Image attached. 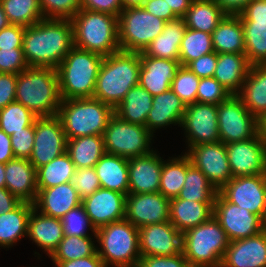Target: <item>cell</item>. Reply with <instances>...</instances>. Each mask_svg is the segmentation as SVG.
Masks as SVG:
<instances>
[{"label":"cell","mask_w":266,"mask_h":267,"mask_svg":"<svg viewBox=\"0 0 266 267\" xmlns=\"http://www.w3.org/2000/svg\"><path fill=\"white\" fill-rule=\"evenodd\" d=\"M73 47L71 19L43 18L25 27L22 49L29 67L56 70Z\"/></svg>","instance_id":"obj_1"},{"label":"cell","mask_w":266,"mask_h":267,"mask_svg":"<svg viewBox=\"0 0 266 267\" xmlns=\"http://www.w3.org/2000/svg\"><path fill=\"white\" fill-rule=\"evenodd\" d=\"M140 53L119 51L105 56L97 76L93 97L113 108L139 84Z\"/></svg>","instance_id":"obj_2"},{"label":"cell","mask_w":266,"mask_h":267,"mask_svg":"<svg viewBox=\"0 0 266 267\" xmlns=\"http://www.w3.org/2000/svg\"><path fill=\"white\" fill-rule=\"evenodd\" d=\"M15 101L37 117L56 116L61 103L57 71L41 67L21 71L17 75Z\"/></svg>","instance_id":"obj_3"},{"label":"cell","mask_w":266,"mask_h":267,"mask_svg":"<svg viewBox=\"0 0 266 267\" xmlns=\"http://www.w3.org/2000/svg\"><path fill=\"white\" fill-rule=\"evenodd\" d=\"M103 59L74 46L56 68L61 100L93 97Z\"/></svg>","instance_id":"obj_4"},{"label":"cell","mask_w":266,"mask_h":267,"mask_svg":"<svg viewBox=\"0 0 266 267\" xmlns=\"http://www.w3.org/2000/svg\"><path fill=\"white\" fill-rule=\"evenodd\" d=\"M74 46L109 56L120 51L118 17L80 9L72 18Z\"/></svg>","instance_id":"obj_5"},{"label":"cell","mask_w":266,"mask_h":267,"mask_svg":"<svg viewBox=\"0 0 266 267\" xmlns=\"http://www.w3.org/2000/svg\"><path fill=\"white\" fill-rule=\"evenodd\" d=\"M113 115L112 106L94 97L61 100L57 114L67 139L103 135Z\"/></svg>","instance_id":"obj_6"},{"label":"cell","mask_w":266,"mask_h":267,"mask_svg":"<svg viewBox=\"0 0 266 267\" xmlns=\"http://www.w3.org/2000/svg\"><path fill=\"white\" fill-rule=\"evenodd\" d=\"M229 239L212 215L182 234V252L190 267H220Z\"/></svg>","instance_id":"obj_7"},{"label":"cell","mask_w":266,"mask_h":267,"mask_svg":"<svg viewBox=\"0 0 266 267\" xmlns=\"http://www.w3.org/2000/svg\"><path fill=\"white\" fill-rule=\"evenodd\" d=\"M96 237L97 253L106 267H137L141 257L138 228L127 219L99 227Z\"/></svg>","instance_id":"obj_8"},{"label":"cell","mask_w":266,"mask_h":267,"mask_svg":"<svg viewBox=\"0 0 266 267\" xmlns=\"http://www.w3.org/2000/svg\"><path fill=\"white\" fill-rule=\"evenodd\" d=\"M165 20L143 7L123 9L118 16L120 51L141 53L163 31Z\"/></svg>","instance_id":"obj_9"},{"label":"cell","mask_w":266,"mask_h":267,"mask_svg":"<svg viewBox=\"0 0 266 267\" xmlns=\"http://www.w3.org/2000/svg\"><path fill=\"white\" fill-rule=\"evenodd\" d=\"M102 136L105 152L109 154L129 159L153 151L154 136L146 126L126 122L116 114L110 118Z\"/></svg>","instance_id":"obj_10"},{"label":"cell","mask_w":266,"mask_h":267,"mask_svg":"<svg viewBox=\"0 0 266 267\" xmlns=\"http://www.w3.org/2000/svg\"><path fill=\"white\" fill-rule=\"evenodd\" d=\"M220 141L225 145L245 141L259 133L258 119L253 116L237 95L217 105Z\"/></svg>","instance_id":"obj_11"},{"label":"cell","mask_w":266,"mask_h":267,"mask_svg":"<svg viewBox=\"0 0 266 267\" xmlns=\"http://www.w3.org/2000/svg\"><path fill=\"white\" fill-rule=\"evenodd\" d=\"M67 137L60 118L37 117L35 119L34 145L29 161L36 170L66 152Z\"/></svg>","instance_id":"obj_12"},{"label":"cell","mask_w":266,"mask_h":267,"mask_svg":"<svg viewBox=\"0 0 266 267\" xmlns=\"http://www.w3.org/2000/svg\"><path fill=\"white\" fill-rule=\"evenodd\" d=\"M213 215L229 241L245 239L266 229L261 216L228 202L219 192L214 200Z\"/></svg>","instance_id":"obj_13"},{"label":"cell","mask_w":266,"mask_h":267,"mask_svg":"<svg viewBox=\"0 0 266 267\" xmlns=\"http://www.w3.org/2000/svg\"><path fill=\"white\" fill-rule=\"evenodd\" d=\"M188 147L220 141L217 105L195 102L187 105L180 125Z\"/></svg>","instance_id":"obj_14"},{"label":"cell","mask_w":266,"mask_h":267,"mask_svg":"<svg viewBox=\"0 0 266 267\" xmlns=\"http://www.w3.org/2000/svg\"><path fill=\"white\" fill-rule=\"evenodd\" d=\"M185 154L218 192L233 178L223 142L191 146Z\"/></svg>","instance_id":"obj_15"},{"label":"cell","mask_w":266,"mask_h":267,"mask_svg":"<svg viewBox=\"0 0 266 267\" xmlns=\"http://www.w3.org/2000/svg\"><path fill=\"white\" fill-rule=\"evenodd\" d=\"M233 177L266 174V143L259 133L245 141L226 144Z\"/></svg>","instance_id":"obj_16"},{"label":"cell","mask_w":266,"mask_h":267,"mask_svg":"<svg viewBox=\"0 0 266 267\" xmlns=\"http://www.w3.org/2000/svg\"><path fill=\"white\" fill-rule=\"evenodd\" d=\"M219 193L228 202L262 217L266 201V174L233 177Z\"/></svg>","instance_id":"obj_17"},{"label":"cell","mask_w":266,"mask_h":267,"mask_svg":"<svg viewBox=\"0 0 266 267\" xmlns=\"http://www.w3.org/2000/svg\"><path fill=\"white\" fill-rule=\"evenodd\" d=\"M170 199L160 192L128 194L126 196L125 219L138 229L169 221Z\"/></svg>","instance_id":"obj_18"},{"label":"cell","mask_w":266,"mask_h":267,"mask_svg":"<svg viewBox=\"0 0 266 267\" xmlns=\"http://www.w3.org/2000/svg\"><path fill=\"white\" fill-rule=\"evenodd\" d=\"M141 256H171L182 253V233L170 222L138 229Z\"/></svg>","instance_id":"obj_19"},{"label":"cell","mask_w":266,"mask_h":267,"mask_svg":"<svg viewBox=\"0 0 266 267\" xmlns=\"http://www.w3.org/2000/svg\"><path fill=\"white\" fill-rule=\"evenodd\" d=\"M126 196L99 188L82 200V205L95 229L125 219Z\"/></svg>","instance_id":"obj_20"},{"label":"cell","mask_w":266,"mask_h":267,"mask_svg":"<svg viewBox=\"0 0 266 267\" xmlns=\"http://www.w3.org/2000/svg\"><path fill=\"white\" fill-rule=\"evenodd\" d=\"M156 151L128 159V194L159 192L164 159Z\"/></svg>","instance_id":"obj_21"},{"label":"cell","mask_w":266,"mask_h":267,"mask_svg":"<svg viewBox=\"0 0 266 267\" xmlns=\"http://www.w3.org/2000/svg\"><path fill=\"white\" fill-rule=\"evenodd\" d=\"M220 267H266V229L245 239L230 241Z\"/></svg>","instance_id":"obj_22"},{"label":"cell","mask_w":266,"mask_h":267,"mask_svg":"<svg viewBox=\"0 0 266 267\" xmlns=\"http://www.w3.org/2000/svg\"><path fill=\"white\" fill-rule=\"evenodd\" d=\"M139 85L152 96L171 89L172 80L181 66L179 60L146 56L140 53Z\"/></svg>","instance_id":"obj_23"},{"label":"cell","mask_w":266,"mask_h":267,"mask_svg":"<svg viewBox=\"0 0 266 267\" xmlns=\"http://www.w3.org/2000/svg\"><path fill=\"white\" fill-rule=\"evenodd\" d=\"M5 188L21 202H35L38 192L36 168L29 159L14 158L5 164Z\"/></svg>","instance_id":"obj_24"},{"label":"cell","mask_w":266,"mask_h":267,"mask_svg":"<svg viewBox=\"0 0 266 267\" xmlns=\"http://www.w3.org/2000/svg\"><path fill=\"white\" fill-rule=\"evenodd\" d=\"M77 190L71 182L51 188L38 189L33 203L34 209L41 214L61 219L68 211L81 205Z\"/></svg>","instance_id":"obj_25"},{"label":"cell","mask_w":266,"mask_h":267,"mask_svg":"<svg viewBox=\"0 0 266 267\" xmlns=\"http://www.w3.org/2000/svg\"><path fill=\"white\" fill-rule=\"evenodd\" d=\"M186 106L172 90L153 96L151 110L146 119V128L155 135L156 130L170 125H181Z\"/></svg>","instance_id":"obj_26"},{"label":"cell","mask_w":266,"mask_h":267,"mask_svg":"<svg viewBox=\"0 0 266 267\" xmlns=\"http://www.w3.org/2000/svg\"><path fill=\"white\" fill-rule=\"evenodd\" d=\"M27 237L50 256L64 237L62 221L33 208L28 219Z\"/></svg>","instance_id":"obj_27"},{"label":"cell","mask_w":266,"mask_h":267,"mask_svg":"<svg viewBox=\"0 0 266 267\" xmlns=\"http://www.w3.org/2000/svg\"><path fill=\"white\" fill-rule=\"evenodd\" d=\"M214 202L170 199L169 221L180 233L207 221L213 215Z\"/></svg>","instance_id":"obj_28"},{"label":"cell","mask_w":266,"mask_h":267,"mask_svg":"<svg viewBox=\"0 0 266 267\" xmlns=\"http://www.w3.org/2000/svg\"><path fill=\"white\" fill-rule=\"evenodd\" d=\"M250 67L245 53H220L213 77L232 95H237Z\"/></svg>","instance_id":"obj_29"},{"label":"cell","mask_w":266,"mask_h":267,"mask_svg":"<svg viewBox=\"0 0 266 267\" xmlns=\"http://www.w3.org/2000/svg\"><path fill=\"white\" fill-rule=\"evenodd\" d=\"M237 96L257 119L266 114V64L250 67Z\"/></svg>","instance_id":"obj_30"},{"label":"cell","mask_w":266,"mask_h":267,"mask_svg":"<svg viewBox=\"0 0 266 267\" xmlns=\"http://www.w3.org/2000/svg\"><path fill=\"white\" fill-rule=\"evenodd\" d=\"M187 27L183 17L165 22L163 31L144 50L150 57L179 60L180 44Z\"/></svg>","instance_id":"obj_31"},{"label":"cell","mask_w":266,"mask_h":267,"mask_svg":"<svg viewBox=\"0 0 266 267\" xmlns=\"http://www.w3.org/2000/svg\"><path fill=\"white\" fill-rule=\"evenodd\" d=\"M101 188L128 195V159L105 153L94 166Z\"/></svg>","instance_id":"obj_32"},{"label":"cell","mask_w":266,"mask_h":267,"mask_svg":"<svg viewBox=\"0 0 266 267\" xmlns=\"http://www.w3.org/2000/svg\"><path fill=\"white\" fill-rule=\"evenodd\" d=\"M211 37L217 54L245 53V39L239 15H225Z\"/></svg>","instance_id":"obj_33"},{"label":"cell","mask_w":266,"mask_h":267,"mask_svg":"<svg viewBox=\"0 0 266 267\" xmlns=\"http://www.w3.org/2000/svg\"><path fill=\"white\" fill-rule=\"evenodd\" d=\"M33 208L32 203L21 202L12 211L0 215V247L11 248L20 238L27 236L28 219Z\"/></svg>","instance_id":"obj_34"},{"label":"cell","mask_w":266,"mask_h":267,"mask_svg":"<svg viewBox=\"0 0 266 267\" xmlns=\"http://www.w3.org/2000/svg\"><path fill=\"white\" fill-rule=\"evenodd\" d=\"M152 103L153 96L138 84L126 93L114 114L126 122L145 126Z\"/></svg>","instance_id":"obj_35"},{"label":"cell","mask_w":266,"mask_h":267,"mask_svg":"<svg viewBox=\"0 0 266 267\" xmlns=\"http://www.w3.org/2000/svg\"><path fill=\"white\" fill-rule=\"evenodd\" d=\"M66 152L76 169L94 167L106 153L103 136L93 135L67 139Z\"/></svg>","instance_id":"obj_36"},{"label":"cell","mask_w":266,"mask_h":267,"mask_svg":"<svg viewBox=\"0 0 266 267\" xmlns=\"http://www.w3.org/2000/svg\"><path fill=\"white\" fill-rule=\"evenodd\" d=\"M225 15L213 0H193L183 18L187 28L212 34Z\"/></svg>","instance_id":"obj_37"},{"label":"cell","mask_w":266,"mask_h":267,"mask_svg":"<svg viewBox=\"0 0 266 267\" xmlns=\"http://www.w3.org/2000/svg\"><path fill=\"white\" fill-rule=\"evenodd\" d=\"M218 191L210 183L207 177L192 163L186 155V177L178 199L196 202H214Z\"/></svg>","instance_id":"obj_38"},{"label":"cell","mask_w":266,"mask_h":267,"mask_svg":"<svg viewBox=\"0 0 266 267\" xmlns=\"http://www.w3.org/2000/svg\"><path fill=\"white\" fill-rule=\"evenodd\" d=\"M75 170L70 156L65 152L36 170L37 188H51L71 182Z\"/></svg>","instance_id":"obj_39"},{"label":"cell","mask_w":266,"mask_h":267,"mask_svg":"<svg viewBox=\"0 0 266 267\" xmlns=\"http://www.w3.org/2000/svg\"><path fill=\"white\" fill-rule=\"evenodd\" d=\"M163 161L159 192L168 199L176 198L186 177V154Z\"/></svg>","instance_id":"obj_40"},{"label":"cell","mask_w":266,"mask_h":267,"mask_svg":"<svg viewBox=\"0 0 266 267\" xmlns=\"http://www.w3.org/2000/svg\"><path fill=\"white\" fill-rule=\"evenodd\" d=\"M245 54L251 66L266 64V22L241 21Z\"/></svg>","instance_id":"obj_41"},{"label":"cell","mask_w":266,"mask_h":267,"mask_svg":"<svg viewBox=\"0 0 266 267\" xmlns=\"http://www.w3.org/2000/svg\"><path fill=\"white\" fill-rule=\"evenodd\" d=\"M93 240V241H92ZM92 236L64 235L58 247L49 256L52 261H71L97 253V245Z\"/></svg>","instance_id":"obj_42"},{"label":"cell","mask_w":266,"mask_h":267,"mask_svg":"<svg viewBox=\"0 0 266 267\" xmlns=\"http://www.w3.org/2000/svg\"><path fill=\"white\" fill-rule=\"evenodd\" d=\"M10 24L31 26L43 19L39 0H0Z\"/></svg>","instance_id":"obj_43"},{"label":"cell","mask_w":266,"mask_h":267,"mask_svg":"<svg viewBox=\"0 0 266 267\" xmlns=\"http://www.w3.org/2000/svg\"><path fill=\"white\" fill-rule=\"evenodd\" d=\"M214 52L211 34L187 28L180 44L179 63L186 66L199 57Z\"/></svg>","instance_id":"obj_44"},{"label":"cell","mask_w":266,"mask_h":267,"mask_svg":"<svg viewBox=\"0 0 266 267\" xmlns=\"http://www.w3.org/2000/svg\"><path fill=\"white\" fill-rule=\"evenodd\" d=\"M36 118L22 103L14 101L0 109V129L11 135L31 126Z\"/></svg>","instance_id":"obj_45"},{"label":"cell","mask_w":266,"mask_h":267,"mask_svg":"<svg viewBox=\"0 0 266 267\" xmlns=\"http://www.w3.org/2000/svg\"><path fill=\"white\" fill-rule=\"evenodd\" d=\"M200 78H198L186 66H180L172 80L171 89L177 94L185 106L196 102L197 89Z\"/></svg>","instance_id":"obj_46"},{"label":"cell","mask_w":266,"mask_h":267,"mask_svg":"<svg viewBox=\"0 0 266 267\" xmlns=\"http://www.w3.org/2000/svg\"><path fill=\"white\" fill-rule=\"evenodd\" d=\"M63 225V234L67 236H94L96 237V229L91 224V221L86 214L84 206L81 204L78 207L68 211L62 218ZM89 227V228H88ZM88 228V229H87ZM91 231V234H88V231Z\"/></svg>","instance_id":"obj_47"},{"label":"cell","mask_w":266,"mask_h":267,"mask_svg":"<svg viewBox=\"0 0 266 267\" xmlns=\"http://www.w3.org/2000/svg\"><path fill=\"white\" fill-rule=\"evenodd\" d=\"M43 18L71 19L80 9L81 0H39Z\"/></svg>","instance_id":"obj_48"},{"label":"cell","mask_w":266,"mask_h":267,"mask_svg":"<svg viewBox=\"0 0 266 267\" xmlns=\"http://www.w3.org/2000/svg\"><path fill=\"white\" fill-rule=\"evenodd\" d=\"M231 95L214 77L200 78L196 102L218 105Z\"/></svg>","instance_id":"obj_49"},{"label":"cell","mask_w":266,"mask_h":267,"mask_svg":"<svg viewBox=\"0 0 266 267\" xmlns=\"http://www.w3.org/2000/svg\"><path fill=\"white\" fill-rule=\"evenodd\" d=\"M71 183L77 190L81 200L91 196L96 190L101 188L100 180L94 167L76 169Z\"/></svg>","instance_id":"obj_50"},{"label":"cell","mask_w":266,"mask_h":267,"mask_svg":"<svg viewBox=\"0 0 266 267\" xmlns=\"http://www.w3.org/2000/svg\"><path fill=\"white\" fill-rule=\"evenodd\" d=\"M35 136L34 123L23 129V131L14 132L10 135L12 150L15 158L29 159L33 151Z\"/></svg>","instance_id":"obj_51"},{"label":"cell","mask_w":266,"mask_h":267,"mask_svg":"<svg viewBox=\"0 0 266 267\" xmlns=\"http://www.w3.org/2000/svg\"><path fill=\"white\" fill-rule=\"evenodd\" d=\"M28 67L22 48L0 49V73L18 75Z\"/></svg>","instance_id":"obj_52"},{"label":"cell","mask_w":266,"mask_h":267,"mask_svg":"<svg viewBox=\"0 0 266 267\" xmlns=\"http://www.w3.org/2000/svg\"><path fill=\"white\" fill-rule=\"evenodd\" d=\"M137 267H190L183 252L171 256H141Z\"/></svg>","instance_id":"obj_53"},{"label":"cell","mask_w":266,"mask_h":267,"mask_svg":"<svg viewBox=\"0 0 266 267\" xmlns=\"http://www.w3.org/2000/svg\"><path fill=\"white\" fill-rule=\"evenodd\" d=\"M217 64V53L211 52L189 62L186 67L198 78L213 77Z\"/></svg>","instance_id":"obj_54"},{"label":"cell","mask_w":266,"mask_h":267,"mask_svg":"<svg viewBox=\"0 0 266 267\" xmlns=\"http://www.w3.org/2000/svg\"><path fill=\"white\" fill-rule=\"evenodd\" d=\"M25 27L9 24L0 30V49L22 48Z\"/></svg>","instance_id":"obj_55"},{"label":"cell","mask_w":266,"mask_h":267,"mask_svg":"<svg viewBox=\"0 0 266 267\" xmlns=\"http://www.w3.org/2000/svg\"><path fill=\"white\" fill-rule=\"evenodd\" d=\"M81 9L108 13L118 17L123 6L122 0H81Z\"/></svg>","instance_id":"obj_56"},{"label":"cell","mask_w":266,"mask_h":267,"mask_svg":"<svg viewBox=\"0 0 266 267\" xmlns=\"http://www.w3.org/2000/svg\"><path fill=\"white\" fill-rule=\"evenodd\" d=\"M17 75L0 73V109L15 101Z\"/></svg>","instance_id":"obj_57"},{"label":"cell","mask_w":266,"mask_h":267,"mask_svg":"<svg viewBox=\"0 0 266 267\" xmlns=\"http://www.w3.org/2000/svg\"><path fill=\"white\" fill-rule=\"evenodd\" d=\"M239 17L241 21L266 22V0H251Z\"/></svg>","instance_id":"obj_58"},{"label":"cell","mask_w":266,"mask_h":267,"mask_svg":"<svg viewBox=\"0 0 266 267\" xmlns=\"http://www.w3.org/2000/svg\"><path fill=\"white\" fill-rule=\"evenodd\" d=\"M142 7L150 14L166 22L178 18L171 7H168L165 0H148L144 2Z\"/></svg>","instance_id":"obj_59"},{"label":"cell","mask_w":266,"mask_h":267,"mask_svg":"<svg viewBox=\"0 0 266 267\" xmlns=\"http://www.w3.org/2000/svg\"><path fill=\"white\" fill-rule=\"evenodd\" d=\"M53 264L55 267H106L98 253L71 261H53Z\"/></svg>","instance_id":"obj_60"},{"label":"cell","mask_w":266,"mask_h":267,"mask_svg":"<svg viewBox=\"0 0 266 267\" xmlns=\"http://www.w3.org/2000/svg\"><path fill=\"white\" fill-rule=\"evenodd\" d=\"M226 15H240L251 0H213Z\"/></svg>","instance_id":"obj_61"},{"label":"cell","mask_w":266,"mask_h":267,"mask_svg":"<svg viewBox=\"0 0 266 267\" xmlns=\"http://www.w3.org/2000/svg\"><path fill=\"white\" fill-rule=\"evenodd\" d=\"M21 201L6 188H0V215L15 209Z\"/></svg>","instance_id":"obj_62"},{"label":"cell","mask_w":266,"mask_h":267,"mask_svg":"<svg viewBox=\"0 0 266 267\" xmlns=\"http://www.w3.org/2000/svg\"><path fill=\"white\" fill-rule=\"evenodd\" d=\"M14 158L10 135L0 129V163L6 164Z\"/></svg>","instance_id":"obj_63"},{"label":"cell","mask_w":266,"mask_h":267,"mask_svg":"<svg viewBox=\"0 0 266 267\" xmlns=\"http://www.w3.org/2000/svg\"><path fill=\"white\" fill-rule=\"evenodd\" d=\"M168 7L178 16L183 17L193 0H165Z\"/></svg>","instance_id":"obj_64"},{"label":"cell","mask_w":266,"mask_h":267,"mask_svg":"<svg viewBox=\"0 0 266 267\" xmlns=\"http://www.w3.org/2000/svg\"><path fill=\"white\" fill-rule=\"evenodd\" d=\"M145 0H122L123 9L142 7Z\"/></svg>","instance_id":"obj_65"},{"label":"cell","mask_w":266,"mask_h":267,"mask_svg":"<svg viewBox=\"0 0 266 267\" xmlns=\"http://www.w3.org/2000/svg\"><path fill=\"white\" fill-rule=\"evenodd\" d=\"M259 135L266 143V114L258 119Z\"/></svg>","instance_id":"obj_66"},{"label":"cell","mask_w":266,"mask_h":267,"mask_svg":"<svg viewBox=\"0 0 266 267\" xmlns=\"http://www.w3.org/2000/svg\"><path fill=\"white\" fill-rule=\"evenodd\" d=\"M9 24L10 23H9L7 16L5 15V12L3 10V7L0 3V30L7 27Z\"/></svg>","instance_id":"obj_67"},{"label":"cell","mask_w":266,"mask_h":267,"mask_svg":"<svg viewBox=\"0 0 266 267\" xmlns=\"http://www.w3.org/2000/svg\"><path fill=\"white\" fill-rule=\"evenodd\" d=\"M0 188H5V164L0 163Z\"/></svg>","instance_id":"obj_68"},{"label":"cell","mask_w":266,"mask_h":267,"mask_svg":"<svg viewBox=\"0 0 266 267\" xmlns=\"http://www.w3.org/2000/svg\"><path fill=\"white\" fill-rule=\"evenodd\" d=\"M262 221H263V224L266 228V201H265V206H264V211H263V214H262Z\"/></svg>","instance_id":"obj_69"}]
</instances>
